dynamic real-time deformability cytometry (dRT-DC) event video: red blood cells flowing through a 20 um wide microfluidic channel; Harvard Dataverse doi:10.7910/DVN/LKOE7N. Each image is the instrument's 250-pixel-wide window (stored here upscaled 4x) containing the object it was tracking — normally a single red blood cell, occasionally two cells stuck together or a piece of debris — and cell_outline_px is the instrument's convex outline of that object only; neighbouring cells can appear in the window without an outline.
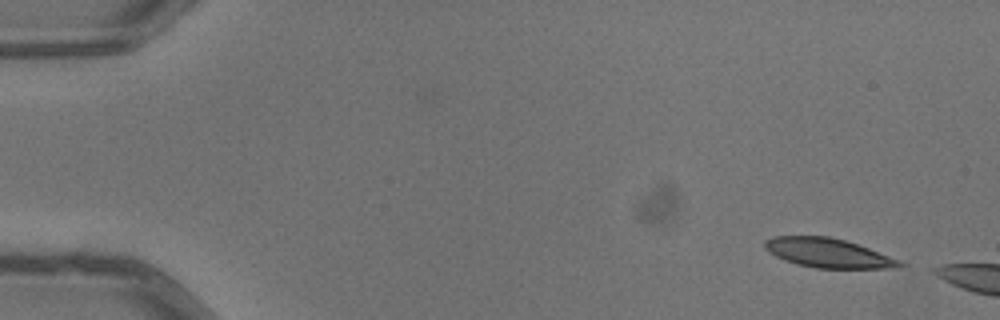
{"species": "common noctule bat (a hibernating species)", "species_latin": "Nyctalus noctula", "temperature_condition": "warm", "stored_images_in_passage": 3, "camera_frame_rate_fps": 3000, "um_per_image_px": 0.085, "animal": {"sex": "male", "body_mass_g": 13.3}, "frame": {"image": 1, "passage_image": 1, "time_ms": 0.0, "image_size_px": [1000, 320], "cell_outline_px": [[908, 264], [888, 268], [816, 268], [796, 264], [784, 260], [768, 252], [764, 248], [764, 240], [776, 236], [828, 236], [844, 240], [868, 248], [900, 260]], "centroid_in_image_um": [70.34, 21.5], "position_along_channel_um": 14.7, "area_um2": 22.83}}